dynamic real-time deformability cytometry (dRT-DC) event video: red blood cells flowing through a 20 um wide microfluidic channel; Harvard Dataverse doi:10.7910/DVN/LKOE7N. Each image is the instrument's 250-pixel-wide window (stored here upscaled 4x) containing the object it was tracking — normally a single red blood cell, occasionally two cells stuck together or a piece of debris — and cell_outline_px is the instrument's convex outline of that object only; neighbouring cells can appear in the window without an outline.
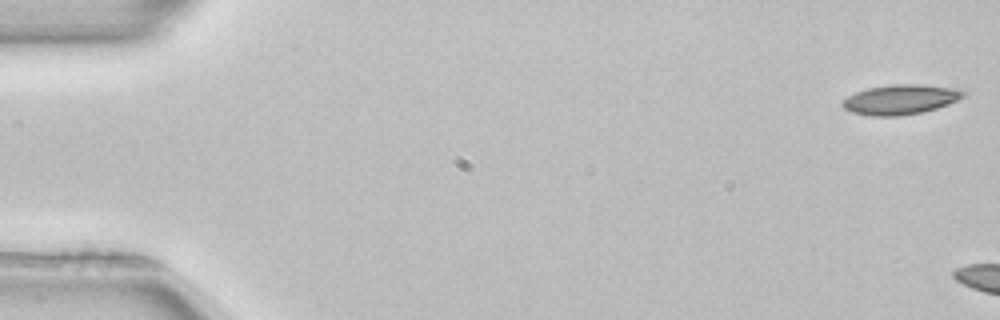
{"species": "common noctule bat (a hibernating species)", "species_latin": "Nyctalus noctula", "temperature_condition": "room temperature", "stored_images_in_passage": 6, "camera_frame_rate_fps": 3000, "um_per_image_px": 0.085, "animal": {"sex": "female", "body_mass_g": 22.7, "forearm_length_mm": 54.2}, "frame": {"image": 1, "passage_image": 1, "time_ms": 0.0, "image_size_px": [1000, 320], "cell_outline_px": [[968, 92], [964, 96], [948, 104], [936, 108], [920, 112], [900, 116], [872, 116], [852, 112], [844, 108], [840, 104], [848, 96], [856, 92], [868, 88], [892, 84], [920, 84], [952, 88]], "centroid_in_image_um": [76.52, 8.45], "position_along_channel_um": 8.5, "area_um2": 20.81}}